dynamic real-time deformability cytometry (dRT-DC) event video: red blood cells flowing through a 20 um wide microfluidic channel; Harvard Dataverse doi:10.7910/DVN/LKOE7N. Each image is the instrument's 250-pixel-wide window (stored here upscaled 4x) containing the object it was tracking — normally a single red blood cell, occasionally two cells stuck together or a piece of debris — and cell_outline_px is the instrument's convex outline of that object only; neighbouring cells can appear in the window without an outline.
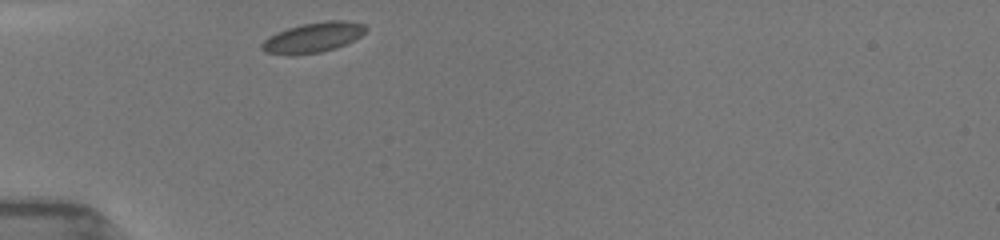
{"species": "common noctule bat (a hibernating species)", "species_latin": "Nyctalus noctula", "temperature_condition": "room temperature", "stored_images_in_passage": 37, "camera_frame_rate_fps": 3000, "um_per_image_px": 0.085, "animal": {"sex": "female", "body_mass_g": 19.5, "forearm_length_mm": 54.1}, "frame": {"image": 1, "passage_image": 1, "time_ms": 0.0, "image_size_px": [1000, 240], "cell_outline_px": [[368, 28], [360, 36], [336, 48], [320, 52], [292, 56], [288, 56], [264, 52], [260, 48], [260, 44], [268, 36], [276, 32], [288, 28], [304, 24], [324, 20], [344, 20], [364, 24]], "centroid_in_image_um": [26.56, 3.2], "position_along_channel_um": 58.4, "area_um2": 18.38}}
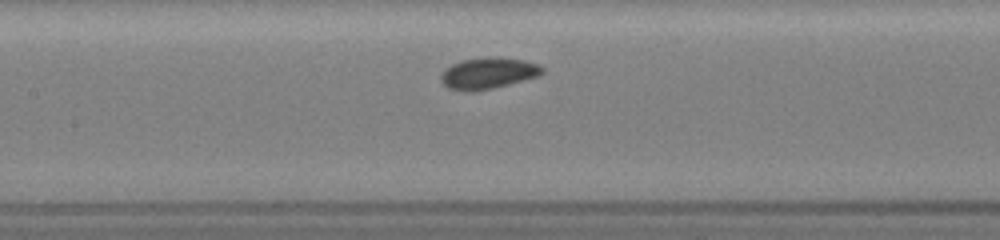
{"frame": {"image": 2, "passage_image": 10, "time_ms": 3.0, "image_size_px": [1000, 240], "cell_outline_px": [[544, 72], [536, 76], [508, 84], [492, 88], [472, 92], [468, 92], [448, 88], [440, 80], [440, 76], [444, 68], [452, 64], [464, 60], [488, 56], [500, 56], [524, 60], [540, 64], [544, 68]], "centroid_in_image_um": [41.48, 6.2], "position_along_channel_um": 165.9, "area_um2": 18.61}}
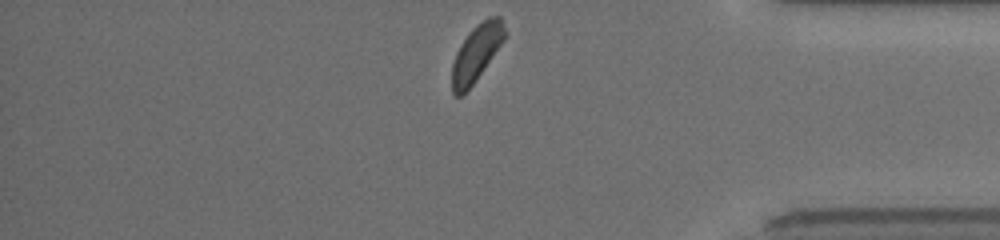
{"frame": {"image": 3, "passage_image": 36, "time_ms": 9.333, "image_size_px": [1000, 240], "cell_outline_px": [[508, 32], [504, 40], [472, 84], [460, 96], [456, 96], [452, 92], [452, 64], [456, 52], [472, 28], [476, 24], [488, 16], [500, 16]], "centroid_in_image_um": [40.51, 4.44], "position_along_channel_um": 394.7, "area_um2": 17.11}}